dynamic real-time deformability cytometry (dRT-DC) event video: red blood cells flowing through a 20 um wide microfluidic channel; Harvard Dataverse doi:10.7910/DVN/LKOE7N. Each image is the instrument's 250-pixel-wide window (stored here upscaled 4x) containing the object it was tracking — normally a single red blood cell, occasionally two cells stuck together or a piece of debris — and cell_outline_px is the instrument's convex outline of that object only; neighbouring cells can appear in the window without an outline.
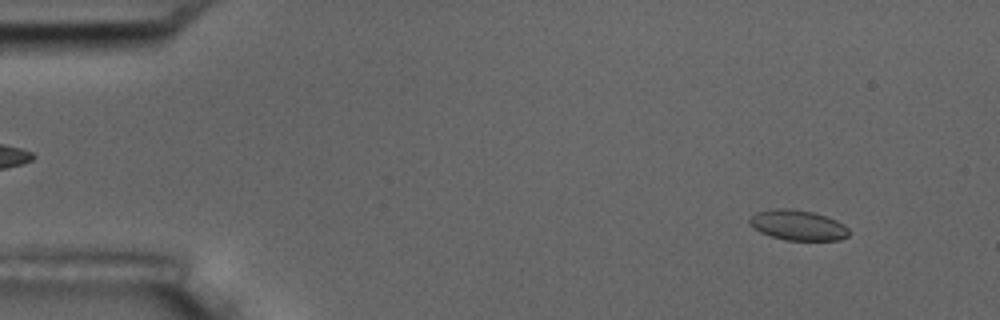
{"species": "common noctule bat (a hibernating species)", "species_latin": "Nyctalus noctula", "temperature_condition": "room temperature", "stored_images_in_passage": 6, "camera_frame_rate_fps": 3000, "um_per_image_px": 0.085, "animal": {"sex": "male", "body_mass_g": 17.5, "forearm_length_mm": 52.3}, "frame": {"image": 1, "passage_image": 1, "time_ms": 0.0, "image_size_px": [1000, 320], "cell_outline_px": [[848, 236], [840, 240], [784, 240], [760, 232], [748, 220], [756, 212], [776, 208], [792, 208], [812, 212], [836, 220], [844, 224], [848, 228]], "centroid_in_image_um": [67.84, 19.14], "position_along_channel_um": 17.2, "area_um2": 17.34}}
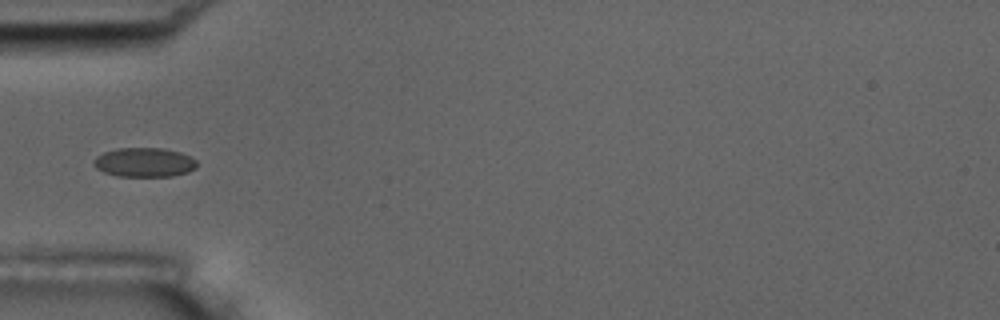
{"frame": {"image": 2, "passage_image": 4, "time_ms": 4.333, "image_size_px": [1000, 320], "cell_outline_px": [[196, 168], [188, 172], [172, 176], [120, 176], [104, 172], [96, 168], [92, 164], [92, 160], [96, 156], [104, 152], [116, 148], [164, 148], [180, 152], [196, 160]], "centroid_in_image_um": [12.24, 13.79], "position_along_channel_um": 72.8, "area_um2": 17.63}}